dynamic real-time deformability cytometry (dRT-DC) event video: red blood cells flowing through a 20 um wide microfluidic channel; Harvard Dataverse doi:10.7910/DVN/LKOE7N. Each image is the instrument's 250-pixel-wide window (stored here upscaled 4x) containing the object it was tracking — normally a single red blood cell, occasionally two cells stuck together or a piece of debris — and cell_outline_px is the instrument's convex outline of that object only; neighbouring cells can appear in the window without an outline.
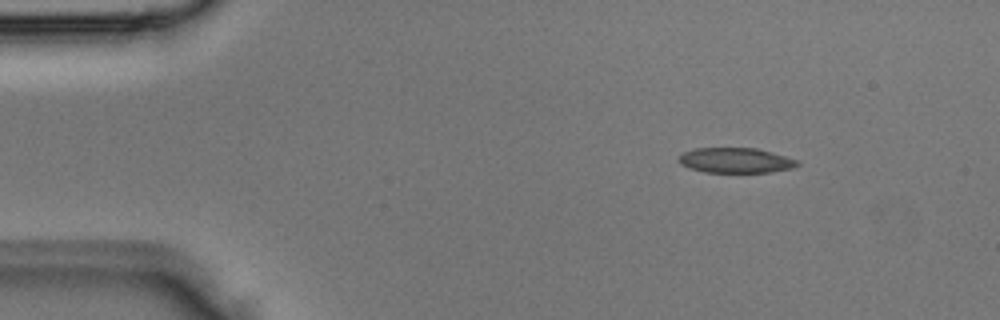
{"species": "Egyptian fruit bat (a non-hibernating species)", "species_latin": "Rousettus aegyptiacus", "temperature_condition": "room temperature", "stored_images_in_passage": 3, "camera_frame_rate_fps": 3000, "um_per_image_px": 0.085, "animal": {"sex": "male"}, "frame": {"image": 1, "passage_image": 1, "time_ms": 0.0, "image_size_px": [1000, 320], "cell_outline_px": [[800, 164], [792, 168], [768, 172], [704, 172], [688, 168], [680, 164], [680, 156], [684, 152], [696, 148], [756, 148], [772, 152], [796, 160]], "centroid_in_image_um": [62.51, 13.63], "position_along_channel_um": 22.5, "area_um2": 17.17}}
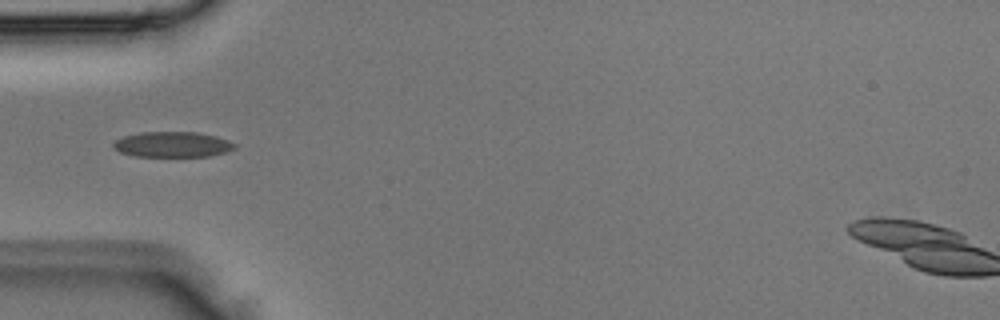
{"frame": {"image": 2, "passage_image": 3, "time_ms": 0.667, "image_size_px": [1000, 320], "cell_outline_px": [[236, 148], [224, 152], [208, 156], [136, 156], [120, 152], [112, 144], [116, 140], [124, 136], [140, 132], [196, 132], [216, 136], [228, 140], [236, 144]], "centroid_in_image_um": [14.68, 12.27], "position_along_channel_um": 70.3, "area_um2": 17.8}}